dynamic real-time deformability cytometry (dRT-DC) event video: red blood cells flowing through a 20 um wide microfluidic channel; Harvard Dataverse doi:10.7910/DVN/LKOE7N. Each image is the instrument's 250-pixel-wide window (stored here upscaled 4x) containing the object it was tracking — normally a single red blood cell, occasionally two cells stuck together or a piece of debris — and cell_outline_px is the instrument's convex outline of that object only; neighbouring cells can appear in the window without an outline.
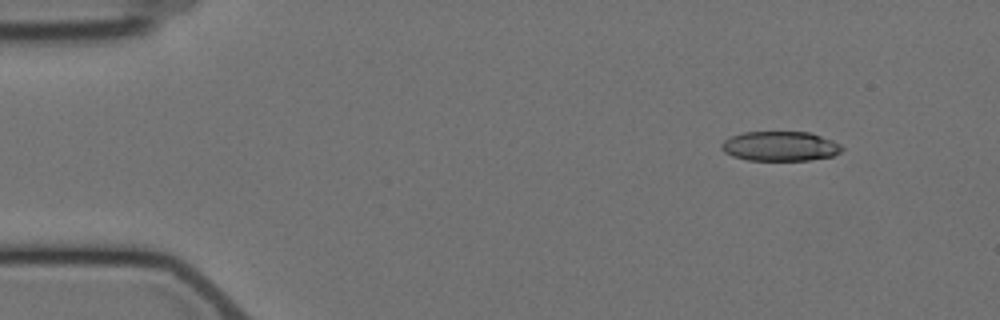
{"species": "Egyptian fruit bat (a non-hibernating species)", "species_latin": "Rousettus aegyptiacus", "temperature_condition": "cold", "stored_images_in_passage": 5, "camera_frame_rate_fps": 3000, "um_per_image_px": 0.085, "animal": {"sex": "female"}, "frame": {"image": 1, "passage_image": 2, "time_ms": 1.0, "image_size_px": [1000, 320], "cell_outline_px": [[844, 148], [840, 152], [832, 156], [808, 160], [748, 160], [732, 156], [724, 152], [720, 148], [720, 144], [724, 140], [732, 136], [744, 132], [808, 132], [832, 140], [840, 144]], "centroid_in_image_um": [66.29, 12.43], "position_along_channel_um": 18.7, "area_um2": 20.75}}
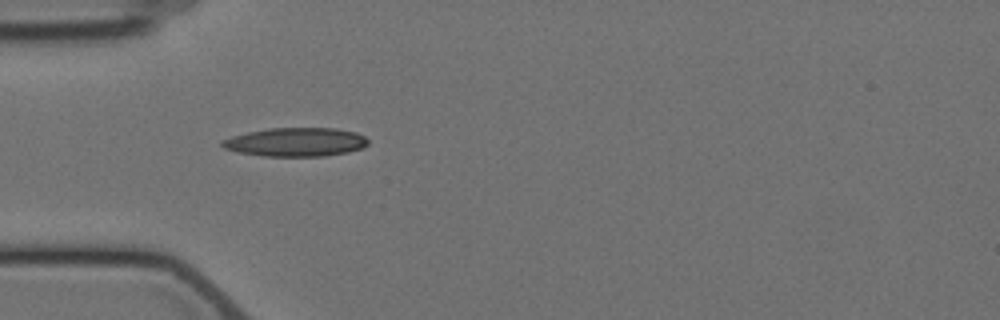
{"frame": {"image": 2, "passage_image": 5, "time_ms": 4.667, "image_size_px": [1000, 320], "cell_outline_px": [[368, 144], [364, 148], [348, 152], [324, 156], [264, 156], [236, 152], [224, 148], [220, 144], [220, 140], [232, 136], [248, 132], [268, 128], [336, 128], [356, 132], [364, 136], [368, 140]], "centroid_in_image_um": [25.14, 12.07], "position_along_channel_um": 59.9, "area_um2": 24.62}}